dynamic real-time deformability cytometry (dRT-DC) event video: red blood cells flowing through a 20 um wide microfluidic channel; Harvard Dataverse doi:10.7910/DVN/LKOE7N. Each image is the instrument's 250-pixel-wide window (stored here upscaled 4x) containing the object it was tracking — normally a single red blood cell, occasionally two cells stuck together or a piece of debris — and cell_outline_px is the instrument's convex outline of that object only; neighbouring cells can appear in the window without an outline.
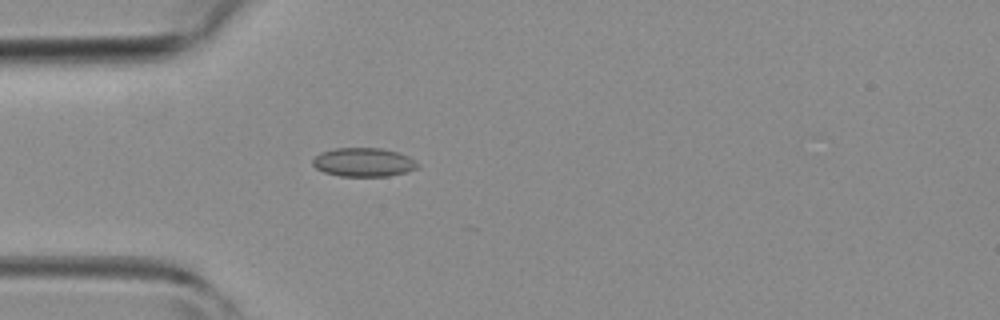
{"species": "common noctule bat (a hibernating species)", "species_latin": "Nyctalus noctula", "temperature_condition": "room temperature", "stored_images_in_passage": 4, "camera_frame_rate_fps": 3000, "um_per_image_px": 0.085, "animal": {"sex": "female", "body_mass_g": 19.3, "forearm_length_mm": 54.1}, "frame": {"image": 1, "passage_image": 4, "time_ms": 3.333, "image_size_px": [1000, 320], "cell_outline_px": [[420, 168], [408, 172], [388, 176], [340, 176], [324, 172], [316, 168], [312, 164], [312, 160], [320, 152], [336, 148], [380, 148], [400, 152], [408, 156], [420, 164]], "centroid_in_image_um": [30.94, 13.79], "position_along_channel_um": 54.1, "area_um2": 17.8}}